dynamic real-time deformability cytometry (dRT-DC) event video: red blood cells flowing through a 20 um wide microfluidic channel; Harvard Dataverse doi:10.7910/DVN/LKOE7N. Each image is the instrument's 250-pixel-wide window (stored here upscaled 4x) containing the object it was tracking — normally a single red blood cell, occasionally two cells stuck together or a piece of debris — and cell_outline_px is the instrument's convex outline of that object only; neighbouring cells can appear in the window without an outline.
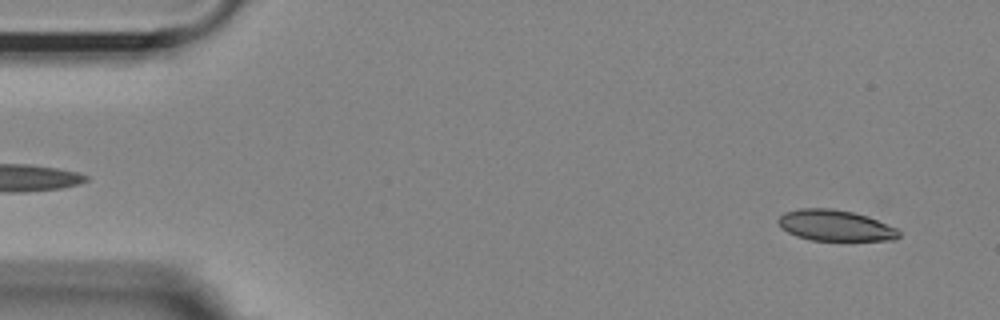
{"species": "Egyptian fruit bat (a non-hibernating species)", "species_latin": "Rousettus aegyptiacus", "temperature_condition": "room temperature", "stored_images_in_passage": 54, "camera_frame_rate_fps": 3000, "um_per_image_px": 0.085, "animal": {"sex": "female"}, "frame": {"image": 1, "passage_image": 3, "time_ms": 0.667, "image_size_px": [1000, 320], "cell_outline_px": [[900, 236], [896, 240], [812, 240], [796, 236], [788, 232], [776, 220], [784, 212], [800, 208], [832, 208], [852, 212], [868, 216], [896, 228], [900, 232]], "centroid_in_image_um": [71.0, 19.16], "position_along_channel_um": 14.0, "area_um2": 21.68}}
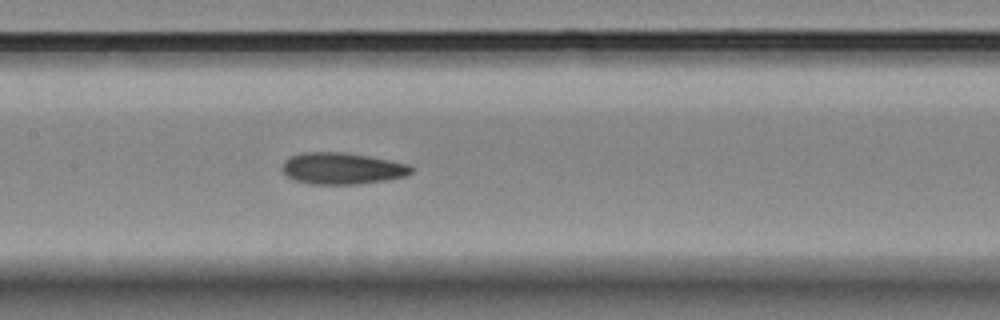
{"frame": {"image": 2, "passage_image": 25, "time_ms": 8.0, "image_size_px": [1000, 320], "cell_outline_px": [[416, 168], [408, 176], [360, 184], [312, 184], [296, 180], [288, 176], [284, 172], [284, 160], [300, 152], [344, 152], [368, 156], [408, 164]], "centroid_in_image_um": [29.13, 14.31], "position_along_channel_um": 178.3, "area_um2": 23.64}}
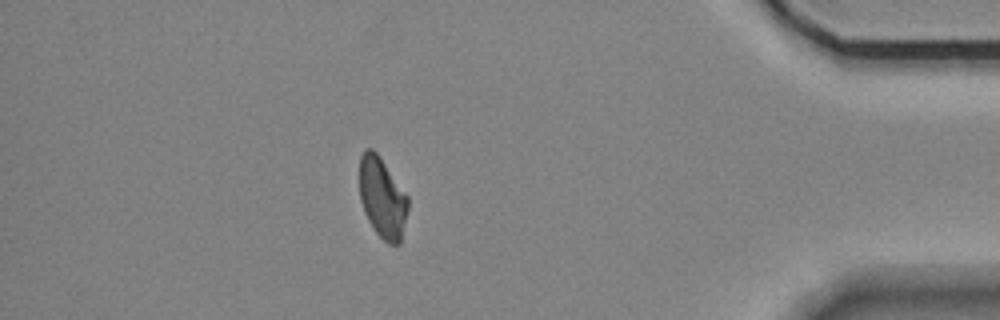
{"frame": {"image": 3, "passage_image": 47, "time_ms": 15.333, "image_size_px": [1000, 320], "cell_outline_px": [[408, 208], [400, 244], [388, 244], [376, 232], [368, 220], [364, 212], [360, 200], [360, 156], [364, 148], [372, 148], [380, 156], [408, 196]], "centroid_in_image_um": [32.49, 16.79], "position_along_channel_um": 402.7, "area_um2": 22.77}, "authors_computed_cell_mechanics": {"area_um2": 23.5246, "velocity_mm_per_s": 3.6431, "shape_relaxation_time_tau1_ms": 6.9291, "shape_relaxation_time_tau2_ms": 3.1558, "deformation_change_tau1": 0.1448, "deformation_change_tau2": 0.0974}}